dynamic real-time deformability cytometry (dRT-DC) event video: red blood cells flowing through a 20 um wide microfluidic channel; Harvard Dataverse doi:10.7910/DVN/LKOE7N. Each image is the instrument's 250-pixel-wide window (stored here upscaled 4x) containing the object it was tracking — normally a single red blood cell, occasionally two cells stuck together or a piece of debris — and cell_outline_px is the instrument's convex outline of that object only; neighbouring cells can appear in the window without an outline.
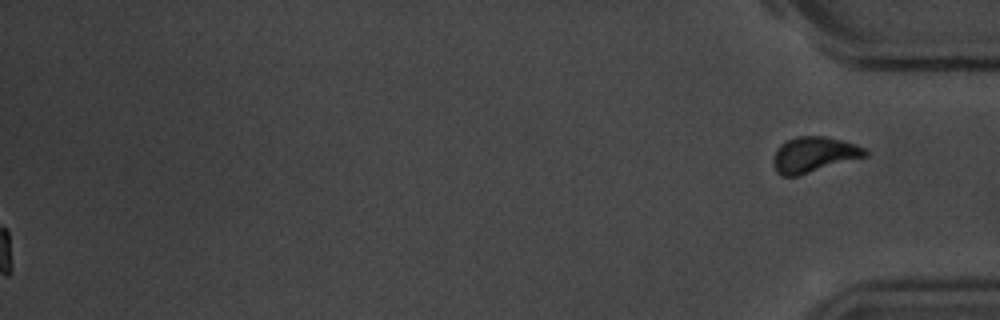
{"species": "common noctule bat (a hibernating species)", "species_latin": "Nyctalus noctula", "temperature_condition": "room temperature", "stored_images_in_passage": 54, "segment_of_instrument_passage": [2, 2], "camera_frame_rate_fps": 3000, "um_per_image_px": 0.085, "animal": {"sex": "male", "body_mass_g": 20.1, "forearm_length_mm": 53.5}, "frame": {"image": 1, "passage_image": 54, "time_ms": 17.667, "image_size_px": [1000, 320], "cell_outline_px": [[868, 156], [796, 176], [780, 176], [776, 172], [772, 160], [776, 148], [780, 144], [796, 136], [824, 136], [856, 144], [864, 148], [868, 152]], "centroid_in_image_um": [69.15, 13.14], "position_along_channel_um": 366.0, "area_um2": 19.02}}